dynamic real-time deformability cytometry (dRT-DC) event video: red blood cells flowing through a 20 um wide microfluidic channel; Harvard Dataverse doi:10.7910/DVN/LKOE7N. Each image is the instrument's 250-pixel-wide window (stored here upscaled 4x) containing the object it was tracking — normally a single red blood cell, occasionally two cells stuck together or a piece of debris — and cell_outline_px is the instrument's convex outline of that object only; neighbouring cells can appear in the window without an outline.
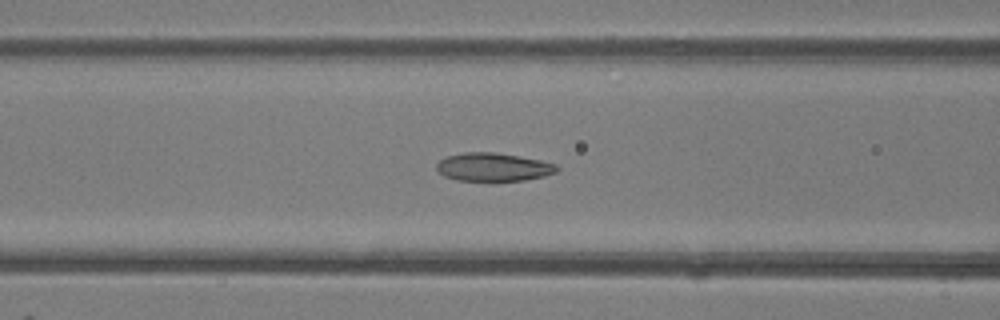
{"species": "common noctule bat (a hibernating species)", "species_latin": "Nyctalus noctula", "temperature_condition": "room temperature", "stored_images_in_passage": 48, "camera_frame_rate_fps": 3000, "um_per_image_px": 0.085, "animal": {"sex": "female"}, "frame": {"image": 1, "passage_image": 20, "time_ms": 6.333, "image_size_px": [1000, 320], "cell_outline_px": [[560, 168], [556, 172], [544, 176], [524, 180], [456, 180], [444, 176], [436, 168], [436, 164], [440, 160], [448, 156], [464, 152], [496, 152], [540, 160], [556, 164]], "centroid_in_image_um": [41.94, 14.19], "position_along_channel_um": 124.7, "area_um2": 19.65}}
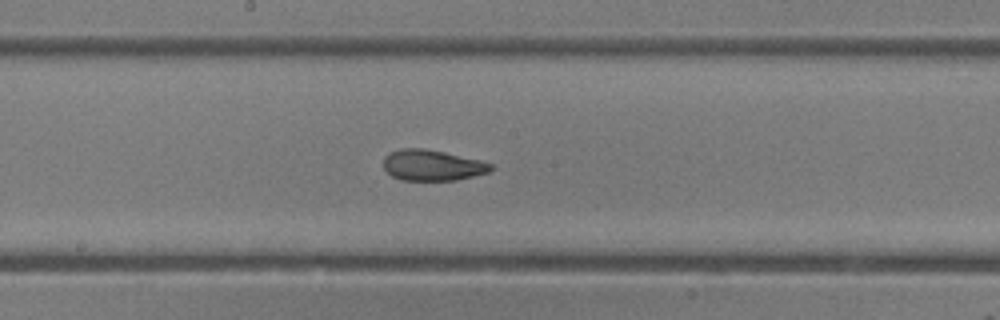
{"frame": {"image": 2, "passage_image": 26, "time_ms": 8.333, "image_size_px": [1000, 320], "cell_outline_px": [[492, 168], [488, 172], [456, 180], [400, 180], [392, 176], [384, 168], [384, 156], [388, 152], [400, 148], [424, 148], [444, 152], [480, 160], [492, 164]], "centroid_in_image_um": [36.7, 14.04], "position_along_channel_um": 211.5, "area_um2": 19.25}}
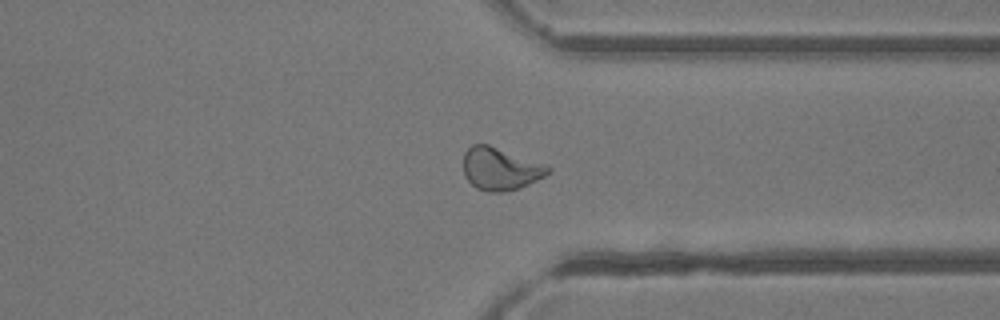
{"frame": {"image": 3, "passage_image": 37, "time_ms": 12.0, "image_size_px": [1000, 320], "cell_outline_px": [[552, 172], [520, 188], [508, 192], [488, 192], [476, 188], [464, 176], [464, 152], [472, 144], [488, 144], [548, 164], [552, 168]], "centroid_in_image_um": [42.57, 14.35], "position_along_channel_um": 368.8, "area_um2": 21.33}, "authors_computed_cell_mechanics": {"area_um2": 21.1837, "velocity_mm_per_s": 4.3359, "shape_relaxation_time_tau1_ms": 6.9445, "shape_relaxation_time_tau2_ms": 1.5006, "deformation_change_tau1": 0.1777, "deformation_change_tau2": 0.0801}}